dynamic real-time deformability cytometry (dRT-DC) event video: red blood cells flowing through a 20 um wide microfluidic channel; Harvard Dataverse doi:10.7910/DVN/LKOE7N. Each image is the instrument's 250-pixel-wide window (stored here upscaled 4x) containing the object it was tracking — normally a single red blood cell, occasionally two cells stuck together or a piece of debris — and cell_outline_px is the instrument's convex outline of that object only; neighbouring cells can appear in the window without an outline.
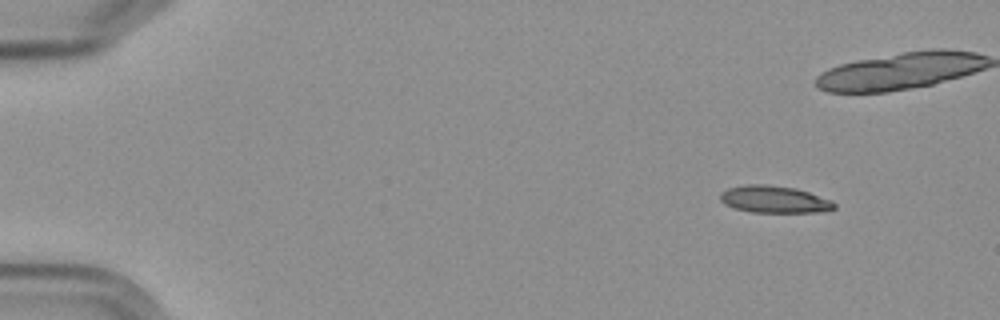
{"species": "Egyptian fruit bat (a non-hibernating species)", "species_latin": "Rousettus aegyptiacus", "temperature_condition": "cold", "stored_images_in_passage": 7, "camera_frame_rate_fps": 3000, "um_per_image_px": 0.085, "frame": {"image": 1, "passage_image": 1, "time_ms": 0.0, "image_size_px": [1000, 320], "cell_outline_px": [[836, 208], [828, 212], [752, 212], [736, 208], [724, 204], [720, 200], [720, 192], [728, 188], [744, 184], [764, 184], [796, 188], [832, 200], [836, 204]], "centroid_in_image_um": [65.84, 16.94], "position_along_channel_um": 19.2, "area_um2": 18.15}}